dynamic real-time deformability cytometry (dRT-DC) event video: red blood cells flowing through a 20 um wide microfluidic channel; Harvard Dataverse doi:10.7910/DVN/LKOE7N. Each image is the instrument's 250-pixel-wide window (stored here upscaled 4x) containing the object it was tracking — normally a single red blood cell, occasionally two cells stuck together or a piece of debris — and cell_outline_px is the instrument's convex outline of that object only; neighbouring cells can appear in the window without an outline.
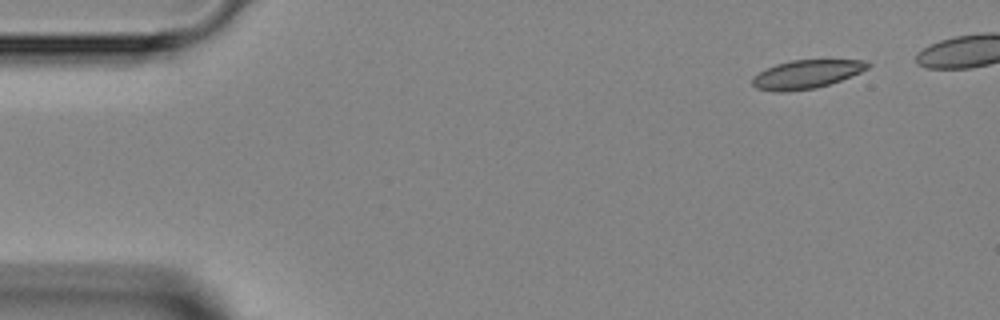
{"species": "Egyptian fruit bat (a non-hibernating species)", "species_latin": "Rousettus aegyptiacus", "temperature_condition": "room temperature", "stored_images_in_passage": 3, "camera_frame_rate_fps": 3000, "um_per_image_px": 0.085, "animal": {"sex": "female"}, "frame": {"image": 1, "passage_image": 1, "time_ms": 0.0, "image_size_px": [1000, 320], "cell_outline_px": [[872, 64], [868, 68], [860, 72], [840, 80], [816, 88], [788, 92], [776, 92], [756, 88], [752, 84], [752, 76], [764, 68], [776, 64], [792, 60], [868, 60]], "centroid_in_image_um": [68.51, 6.31], "position_along_channel_um": 16.5, "area_um2": 19.31}}